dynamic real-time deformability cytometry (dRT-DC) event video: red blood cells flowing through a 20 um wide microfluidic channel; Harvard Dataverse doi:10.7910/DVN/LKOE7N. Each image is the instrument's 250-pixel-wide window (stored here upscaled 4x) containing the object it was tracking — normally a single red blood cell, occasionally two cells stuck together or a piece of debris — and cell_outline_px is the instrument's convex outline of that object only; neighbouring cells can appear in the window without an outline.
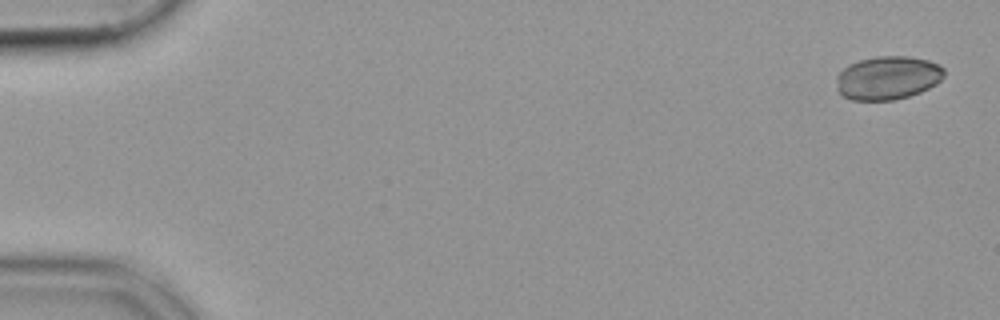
{"species": "common noctule bat (a hibernating species)", "species_latin": "Nyctalus noctula", "temperature_condition": "cold", "stored_images_in_passage": 10, "camera_frame_rate_fps": 3000, "um_per_image_px": 0.085, "animal": {"sex": "female", "body_mass_g": 19.9}, "frame": {"image": 1, "passage_image": 1, "time_ms": 0.0, "image_size_px": [1000, 320], "cell_outline_px": [[944, 76], [936, 84], [920, 92], [896, 100], [852, 100], [844, 96], [836, 88], [836, 76], [848, 64], [860, 60], [876, 56], [908, 56], [928, 60], [940, 64], [944, 68]], "centroid_in_image_um": [75.46, 6.61], "position_along_channel_um": 9.5, "area_um2": 27.46}}